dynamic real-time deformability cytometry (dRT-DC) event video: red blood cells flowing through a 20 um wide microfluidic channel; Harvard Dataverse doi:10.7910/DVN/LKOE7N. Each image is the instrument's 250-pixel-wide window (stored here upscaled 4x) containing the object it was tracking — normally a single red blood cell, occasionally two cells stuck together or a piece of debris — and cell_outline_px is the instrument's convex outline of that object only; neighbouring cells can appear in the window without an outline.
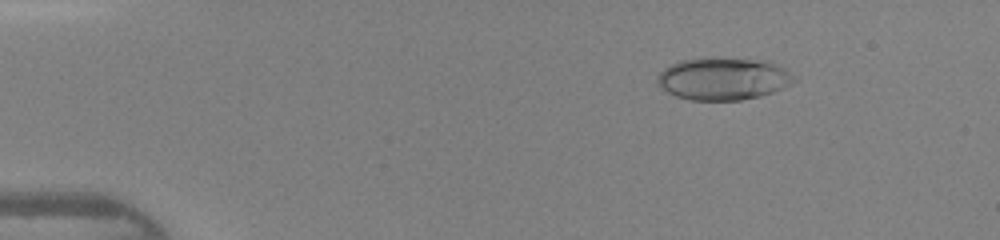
{"species": "human", "species_latin": "Homo sapiens", "temperature_condition": "warm", "stored_images_in_passage": 41, "camera_frame_rate_fps": 3000, "um_per_image_px": 0.085, "donor": {"sex": "female"}, "frame": {"image": 1, "passage_image": 2, "time_ms": 0.333, "image_size_px": [1000, 240], "cell_outline_px": [[800, 80], [772, 92], [760, 96], [740, 100], [692, 100], [676, 96], [660, 88], [656, 84], [656, 76], [664, 68], [680, 60], [708, 56], [772, 60], [784, 68]], "centroid_in_image_um": [61.48, 6.66], "position_along_channel_um": 23.5, "area_um2": 34.62}}
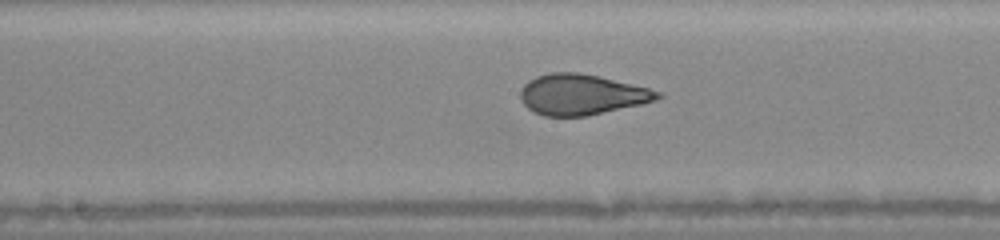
{"frame": {"image": 2, "passage_image": 20, "time_ms": 6.333, "image_size_px": [1000, 240], "cell_outline_px": [[664, 96], [656, 100], [640, 104], [588, 116], [544, 116], [532, 112], [520, 100], [520, 92], [524, 84], [528, 80], [536, 76], [552, 72], [576, 72], [600, 76], [664, 92]], "centroid_in_image_um": [49.43, 8.04], "position_along_channel_um": 198.8, "area_um2": 32.6}}
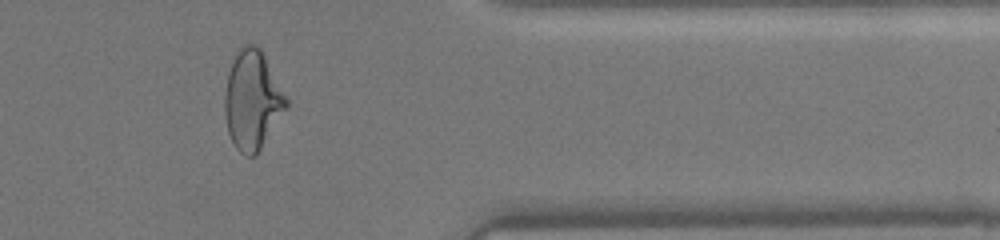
{"frame": {"image": 3, "passage_image": 34, "time_ms": 11.0, "image_size_px": [1000, 240], "cell_outline_px": [[288, 108], [256, 156], [248, 156], [240, 152], [236, 148], [228, 132], [224, 112], [224, 92], [228, 72], [232, 60], [240, 48], [244, 44], [256, 44], [260, 48], [288, 100]], "centroid_in_image_um": [21.44, 8.53], "position_along_channel_um": 390.0, "area_um2": 35.55}, "authors_computed_cell_mechanics": {"area_um2": 32.7148, "velocity_mm_per_s": 4.3819, "shape_relaxation_time_tau1_ms": 4.5677, "shape_relaxation_time_tau2_ms": 0.633, "deformation_change_tau1": 0.2025, "deformation_change_tau2": 0.0704}}